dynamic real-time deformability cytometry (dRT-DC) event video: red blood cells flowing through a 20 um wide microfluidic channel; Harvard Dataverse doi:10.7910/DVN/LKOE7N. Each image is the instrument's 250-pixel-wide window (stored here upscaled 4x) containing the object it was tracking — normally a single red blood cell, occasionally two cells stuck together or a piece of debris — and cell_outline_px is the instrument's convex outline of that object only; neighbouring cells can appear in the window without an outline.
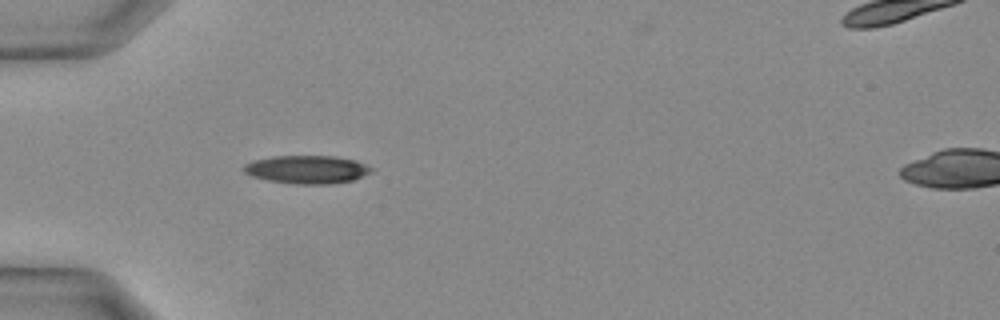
{"species": "Egyptian fruit bat (a non-hibernating species)", "species_latin": "Rousettus aegyptiacus", "temperature_condition": "warm", "stored_images_in_passage": 24, "camera_frame_rate_fps": 3000, "um_per_image_px": 0.085, "animal": {"sex": "female"}, "frame": {"image": 1, "passage_image": 1, "time_ms": 0.0, "image_size_px": [1000, 320], "cell_outline_px": [[372, 172], [352, 180], [332, 184], [292, 184], [268, 180], [252, 176], [244, 172], [244, 164], [256, 160], [276, 156], [332, 156], [356, 160], [372, 168]], "centroid_in_image_um": [26.1, 14.41], "position_along_channel_um": 58.9, "area_um2": 20.75}}
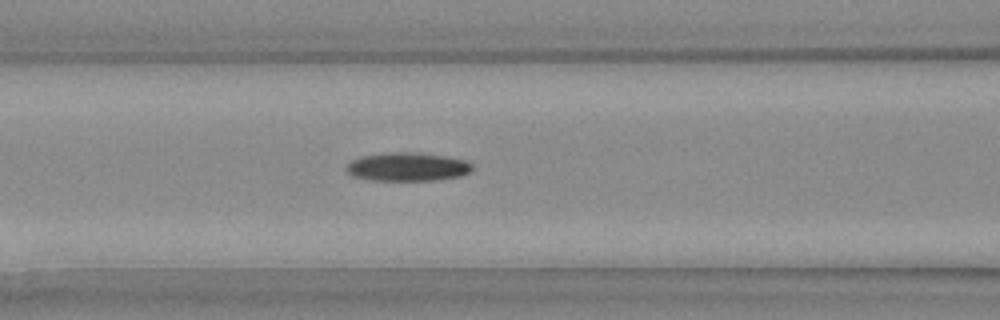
{"frame": {"image": 2, "passage_image": 5, "time_ms": 1.333, "image_size_px": [1000, 320], "cell_outline_px": [[472, 172], [464, 176], [440, 180], [372, 180], [352, 176], [344, 168], [352, 160], [360, 156], [384, 152], [408, 152], [444, 156], [464, 160], [472, 164]], "centroid_in_image_um": [34.64, 14.18], "position_along_channel_um": 132.0, "area_um2": 21.1}}
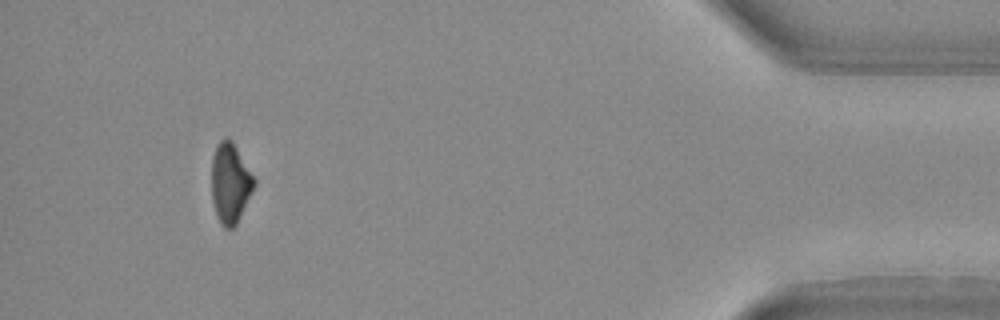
{"frame": {"image": 3, "passage_image": 22, "time_ms": 7.0, "image_size_px": [1000, 320], "cell_outline_px": [[256, 184], [236, 224], [232, 228], [224, 228], [220, 224], [212, 200], [212, 156], [216, 144], [220, 140], [232, 140], [256, 180]], "centroid_in_image_um": [19.57, 15.56], "position_along_channel_um": 415.6, "area_um2": 19.65}}